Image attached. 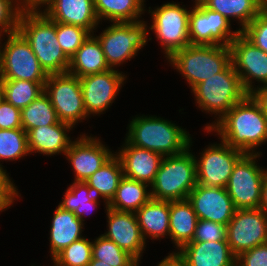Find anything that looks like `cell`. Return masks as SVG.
<instances>
[{
    "label": "cell",
    "instance_id": "6da1fadb",
    "mask_svg": "<svg viewBox=\"0 0 267 266\" xmlns=\"http://www.w3.org/2000/svg\"><path fill=\"white\" fill-rule=\"evenodd\" d=\"M216 132L220 140L244 154L255 151L267 141V117L260 104L248 94L236 103L208 132Z\"/></svg>",
    "mask_w": 267,
    "mask_h": 266
},
{
    "label": "cell",
    "instance_id": "7a4b0ae2",
    "mask_svg": "<svg viewBox=\"0 0 267 266\" xmlns=\"http://www.w3.org/2000/svg\"><path fill=\"white\" fill-rule=\"evenodd\" d=\"M17 30L28 41L48 75L68 72L70 58L58 43L55 21L49 19L42 11L22 9Z\"/></svg>",
    "mask_w": 267,
    "mask_h": 266
},
{
    "label": "cell",
    "instance_id": "3957f363",
    "mask_svg": "<svg viewBox=\"0 0 267 266\" xmlns=\"http://www.w3.org/2000/svg\"><path fill=\"white\" fill-rule=\"evenodd\" d=\"M126 140L139 148L163 157L183 152L189 147L190 134L172 121L156 116H135L130 121Z\"/></svg>",
    "mask_w": 267,
    "mask_h": 266
},
{
    "label": "cell",
    "instance_id": "277c9868",
    "mask_svg": "<svg viewBox=\"0 0 267 266\" xmlns=\"http://www.w3.org/2000/svg\"><path fill=\"white\" fill-rule=\"evenodd\" d=\"M175 155L165 156L151 184V199L177 201L188 198L190 191L196 186L195 156L189 149L192 145Z\"/></svg>",
    "mask_w": 267,
    "mask_h": 266
},
{
    "label": "cell",
    "instance_id": "5b68a950",
    "mask_svg": "<svg viewBox=\"0 0 267 266\" xmlns=\"http://www.w3.org/2000/svg\"><path fill=\"white\" fill-rule=\"evenodd\" d=\"M191 91L198 108L215 114V117L218 115L216 121L205 126V130H210L236 103L248 95L232 62L222 72L197 84Z\"/></svg>",
    "mask_w": 267,
    "mask_h": 266
},
{
    "label": "cell",
    "instance_id": "8992f818",
    "mask_svg": "<svg viewBox=\"0 0 267 266\" xmlns=\"http://www.w3.org/2000/svg\"><path fill=\"white\" fill-rule=\"evenodd\" d=\"M186 78L191 90L231 63V49L223 45H192L176 50L168 59Z\"/></svg>",
    "mask_w": 267,
    "mask_h": 266
},
{
    "label": "cell",
    "instance_id": "52a82bcc",
    "mask_svg": "<svg viewBox=\"0 0 267 266\" xmlns=\"http://www.w3.org/2000/svg\"><path fill=\"white\" fill-rule=\"evenodd\" d=\"M148 25L145 21L112 22L96 36L110 68L130 60L147 44Z\"/></svg>",
    "mask_w": 267,
    "mask_h": 266
},
{
    "label": "cell",
    "instance_id": "ba28073f",
    "mask_svg": "<svg viewBox=\"0 0 267 266\" xmlns=\"http://www.w3.org/2000/svg\"><path fill=\"white\" fill-rule=\"evenodd\" d=\"M1 37L0 44H3ZM0 63L2 79L46 82L48 78L30 44L18 30L8 33L6 42L0 45Z\"/></svg>",
    "mask_w": 267,
    "mask_h": 266
},
{
    "label": "cell",
    "instance_id": "9c48e42d",
    "mask_svg": "<svg viewBox=\"0 0 267 266\" xmlns=\"http://www.w3.org/2000/svg\"><path fill=\"white\" fill-rule=\"evenodd\" d=\"M152 16V25L156 38L164 49L166 59L176 50L188 46L189 38V13L190 10L183 8L174 2L165 3L154 10H149Z\"/></svg>",
    "mask_w": 267,
    "mask_h": 266
},
{
    "label": "cell",
    "instance_id": "30bf717a",
    "mask_svg": "<svg viewBox=\"0 0 267 266\" xmlns=\"http://www.w3.org/2000/svg\"><path fill=\"white\" fill-rule=\"evenodd\" d=\"M262 154H244L234 165L226 186L236 209L259 208L262 182L267 172L256 163Z\"/></svg>",
    "mask_w": 267,
    "mask_h": 266
},
{
    "label": "cell",
    "instance_id": "8fae6325",
    "mask_svg": "<svg viewBox=\"0 0 267 266\" xmlns=\"http://www.w3.org/2000/svg\"><path fill=\"white\" fill-rule=\"evenodd\" d=\"M60 122L75 126L89 116L85 111L80 79L68 72L50 74L44 85Z\"/></svg>",
    "mask_w": 267,
    "mask_h": 266
},
{
    "label": "cell",
    "instance_id": "7c38bea8",
    "mask_svg": "<svg viewBox=\"0 0 267 266\" xmlns=\"http://www.w3.org/2000/svg\"><path fill=\"white\" fill-rule=\"evenodd\" d=\"M226 234L235 257L267 243V214L260 208L236 209Z\"/></svg>",
    "mask_w": 267,
    "mask_h": 266
},
{
    "label": "cell",
    "instance_id": "4fadbf2b",
    "mask_svg": "<svg viewBox=\"0 0 267 266\" xmlns=\"http://www.w3.org/2000/svg\"><path fill=\"white\" fill-rule=\"evenodd\" d=\"M189 13V38L192 45H223L230 47L240 33L232 32L230 22L219 12L206 8L199 0Z\"/></svg>",
    "mask_w": 267,
    "mask_h": 266
},
{
    "label": "cell",
    "instance_id": "5bb4252c",
    "mask_svg": "<svg viewBox=\"0 0 267 266\" xmlns=\"http://www.w3.org/2000/svg\"><path fill=\"white\" fill-rule=\"evenodd\" d=\"M220 142L207 146L199 160L195 157L197 184L226 188L234 165L244 153Z\"/></svg>",
    "mask_w": 267,
    "mask_h": 266
},
{
    "label": "cell",
    "instance_id": "9a60e30c",
    "mask_svg": "<svg viewBox=\"0 0 267 266\" xmlns=\"http://www.w3.org/2000/svg\"><path fill=\"white\" fill-rule=\"evenodd\" d=\"M231 62L243 88L251 94L256 87L253 80L267 85V53L253 45L241 33L230 44Z\"/></svg>",
    "mask_w": 267,
    "mask_h": 266
},
{
    "label": "cell",
    "instance_id": "2e32d148",
    "mask_svg": "<svg viewBox=\"0 0 267 266\" xmlns=\"http://www.w3.org/2000/svg\"><path fill=\"white\" fill-rule=\"evenodd\" d=\"M122 73L111 68L79 78L88 116L103 114L112 105L126 79V75Z\"/></svg>",
    "mask_w": 267,
    "mask_h": 266
},
{
    "label": "cell",
    "instance_id": "e0dca14e",
    "mask_svg": "<svg viewBox=\"0 0 267 266\" xmlns=\"http://www.w3.org/2000/svg\"><path fill=\"white\" fill-rule=\"evenodd\" d=\"M187 199L192 204L198 219L226 226L236 211L231 197L223 187L196 184Z\"/></svg>",
    "mask_w": 267,
    "mask_h": 266
},
{
    "label": "cell",
    "instance_id": "ac0fdd59",
    "mask_svg": "<svg viewBox=\"0 0 267 266\" xmlns=\"http://www.w3.org/2000/svg\"><path fill=\"white\" fill-rule=\"evenodd\" d=\"M75 140L64 155L74 169V181L80 182L101 168L114 153L96 137L80 134Z\"/></svg>",
    "mask_w": 267,
    "mask_h": 266
},
{
    "label": "cell",
    "instance_id": "d6986e66",
    "mask_svg": "<svg viewBox=\"0 0 267 266\" xmlns=\"http://www.w3.org/2000/svg\"><path fill=\"white\" fill-rule=\"evenodd\" d=\"M106 212L108 231L102 235L140 262L146 241L141 233L136 213L117 211L109 207H106Z\"/></svg>",
    "mask_w": 267,
    "mask_h": 266
},
{
    "label": "cell",
    "instance_id": "ffe728a7",
    "mask_svg": "<svg viewBox=\"0 0 267 266\" xmlns=\"http://www.w3.org/2000/svg\"><path fill=\"white\" fill-rule=\"evenodd\" d=\"M121 147L122 149L115 152V155L120 159L123 175L150 186L159 170L163 156L157 152L136 147L126 139Z\"/></svg>",
    "mask_w": 267,
    "mask_h": 266
},
{
    "label": "cell",
    "instance_id": "44dd1931",
    "mask_svg": "<svg viewBox=\"0 0 267 266\" xmlns=\"http://www.w3.org/2000/svg\"><path fill=\"white\" fill-rule=\"evenodd\" d=\"M42 12L55 22L79 26L93 34L100 23L94 0H52Z\"/></svg>",
    "mask_w": 267,
    "mask_h": 266
},
{
    "label": "cell",
    "instance_id": "7402d4cb",
    "mask_svg": "<svg viewBox=\"0 0 267 266\" xmlns=\"http://www.w3.org/2000/svg\"><path fill=\"white\" fill-rule=\"evenodd\" d=\"M178 254L187 266H236L228 241L190 242Z\"/></svg>",
    "mask_w": 267,
    "mask_h": 266
},
{
    "label": "cell",
    "instance_id": "603a6c76",
    "mask_svg": "<svg viewBox=\"0 0 267 266\" xmlns=\"http://www.w3.org/2000/svg\"><path fill=\"white\" fill-rule=\"evenodd\" d=\"M73 126L65 122L53 125L40 126L27 131L28 147L30 153H40L47 156L65 154L73 142L67 132Z\"/></svg>",
    "mask_w": 267,
    "mask_h": 266
},
{
    "label": "cell",
    "instance_id": "cb8c5ba5",
    "mask_svg": "<svg viewBox=\"0 0 267 266\" xmlns=\"http://www.w3.org/2000/svg\"><path fill=\"white\" fill-rule=\"evenodd\" d=\"M53 215L49 240L52 259L71 243L81 239L84 229V223L74 212L63 210L58 206Z\"/></svg>",
    "mask_w": 267,
    "mask_h": 266
},
{
    "label": "cell",
    "instance_id": "d4e9b609",
    "mask_svg": "<svg viewBox=\"0 0 267 266\" xmlns=\"http://www.w3.org/2000/svg\"><path fill=\"white\" fill-rule=\"evenodd\" d=\"M135 213L145 241L169 235L170 201L150 199Z\"/></svg>",
    "mask_w": 267,
    "mask_h": 266
},
{
    "label": "cell",
    "instance_id": "484cf974",
    "mask_svg": "<svg viewBox=\"0 0 267 266\" xmlns=\"http://www.w3.org/2000/svg\"><path fill=\"white\" fill-rule=\"evenodd\" d=\"M90 34L70 58L68 73L78 78L111 69L97 37Z\"/></svg>",
    "mask_w": 267,
    "mask_h": 266
},
{
    "label": "cell",
    "instance_id": "4316f807",
    "mask_svg": "<svg viewBox=\"0 0 267 266\" xmlns=\"http://www.w3.org/2000/svg\"><path fill=\"white\" fill-rule=\"evenodd\" d=\"M197 221V215L188 199L170 201L169 237L177 251L192 241Z\"/></svg>",
    "mask_w": 267,
    "mask_h": 266
},
{
    "label": "cell",
    "instance_id": "83f0119b",
    "mask_svg": "<svg viewBox=\"0 0 267 266\" xmlns=\"http://www.w3.org/2000/svg\"><path fill=\"white\" fill-rule=\"evenodd\" d=\"M123 176L120 159L114 154L101 168L88 177L85 183L97 198L99 197L105 201L107 207V204L114 197Z\"/></svg>",
    "mask_w": 267,
    "mask_h": 266
},
{
    "label": "cell",
    "instance_id": "f1b7e54d",
    "mask_svg": "<svg viewBox=\"0 0 267 266\" xmlns=\"http://www.w3.org/2000/svg\"><path fill=\"white\" fill-rule=\"evenodd\" d=\"M148 184L123 176L107 207L126 212H136L151 199Z\"/></svg>",
    "mask_w": 267,
    "mask_h": 266
},
{
    "label": "cell",
    "instance_id": "f546056e",
    "mask_svg": "<svg viewBox=\"0 0 267 266\" xmlns=\"http://www.w3.org/2000/svg\"><path fill=\"white\" fill-rule=\"evenodd\" d=\"M145 0H94L98 21L138 22L145 11Z\"/></svg>",
    "mask_w": 267,
    "mask_h": 266
},
{
    "label": "cell",
    "instance_id": "4dcf8cb0",
    "mask_svg": "<svg viewBox=\"0 0 267 266\" xmlns=\"http://www.w3.org/2000/svg\"><path fill=\"white\" fill-rule=\"evenodd\" d=\"M206 8L217 11L229 22L237 19L241 32L260 13V0H199Z\"/></svg>",
    "mask_w": 267,
    "mask_h": 266
},
{
    "label": "cell",
    "instance_id": "1f68e13d",
    "mask_svg": "<svg viewBox=\"0 0 267 266\" xmlns=\"http://www.w3.org/2000/svg\"><path fill=\"white\" fill-rule=\"evenodd\" d=\"M99 203V199L85 181H74L66 190L65 196L58 206L63 210L74 212L76 217L84 222L85 215L98 207Z\"/></svg>",
    "mask_w": 267,
    "mask_h": 266
},
{
    "label": "cell",
    "instance_id": "d6a6232c",
    "mask_svg": "<svg viewBox=\"0 0 267 266\" xmlns=\"http://www.w3.org/2000/svg\"><path fill=\"white\" fill-rule=\"evenodd\" d=\"M58 122L56 111L45 92L21 109V125L26 132L33 128L53 125Z\"/></svg>",
    "mask_w": 267,
    "mask_h": 266
},
{
    "label": "cell",
    "instance_id": "836d02e7",
    "mask_svg": "<svg viewBox=\"0 0 267 266\" xmlns=\"http://www.w3.org/2000/svg\"><path fill=\"white\" fill-rule=\"evenodd\" d=\"M5 101L20 110L44 92L45 82L2 79Z\"/></svg>",
    "mask_w": 267,
    "mask_h": 266
},
{
    "label": "cell",
    "instance_id": "e575fe53",
    "mask_svg": "<svg viewBox=\"0 0 267 266\" xmlns=\"http://www.w3.org/2000/svg\"><path fill=\"white\" fill-rule=\"evenodd\" d=\"M30 154L27 132L23 128L0 129V160L15 161ZM0 161V162H1ZM0 168L3 166L0 164Z\"/></svg>",
    "mask_w": 267,
    "mask_h": 266
},
{
    "label": "cell",
    "instance_id": "d590c367",
    "mask_svg": "<svg viewBox=\"0 0 267 266\" xmlns=\"http://www.w3.org/2000/svg\"><path fill=\"white\" fill-rule=\"evenodd\" d=\"M92 259L111 266H139V262L102 234L92 242Z\"/></svg>",
    "mask_w": 267,
    "mask_h": 266
},
{
    "label": "cell",
    "instance_id": "8d00e7d4",
    "mask_svg": "<svg viewBox=\"0 0 267 266\" xmlns=\"http://www.w3.org/2000/svg\"><path fill=\"white\" fill-rule=\"evenodd\" d=\"M92 259V242L87 238L74 241L52 260L53 266H88Z\"/></svg>",
    "mask_w": 267,
    "mask_h": 266
},
{
    "label": "cell",
    "instance_id": "74e56055",
    "mask_svg": "<svg viewBox=\"0 0 267 266\" xmlns=\"http://www.w3.org/2000/svg\"><path fill=\"white\" fill-rule=\"evenodd\" d=\"M91 33L79 26L56 22V35L64 53L71 58Z\"/></svg>",
    "mask_w": 267,
    "mask_h": 266
},
{
    "label": "cell",
    "instance_id": "f35d334b",
    "mask_svg": "<svg viewBox=\"0 0 267 266\" xmlns=\"http://www.w3.org/2000/svg\"><path fill=\"white\" fill-rule=\"evenodd\" d=\"M21 0H0V35L17 31Z\"/></svg>",
    "mask_w": 267,
    "mask_h": 266
},
{
    "label": "cell",
    "instance_id": "ab89813d",
    "mask_svg": "<svg viewBox=\"0 0 267 266\" xmlns=\"http://www.w3.org/2000/svg\"><path fill=\"white\" fill-rule=\"evenodd\" d=\"M240 33L267 53V14L260 12Z\"/></svg>",
    "mask_w": 267,
    "mask_h": 266
},
{
    "label": "cell",
    "instance_id": "60d3db41",
    "mask_svg": "<svg viewBox=\"0 0 267 266\" xmlns=\"http://www.w3.org/2000/svg\"><path fill=\"white\" fill-rule=\"evenodd\" d=\"M227 226L213 221L198 219L191 242L227 241Z\"/></svg>",
    "mask_w": 267,
    "mask_h": 266
},
{
    "label": "cell",
    "instance_id": "b9f144b4",
    "mask_svg": "<svg viewBox=\"0 0 267 266\" xmlns=\"http://www.w3.org/2000/svg\"><path fill=\"white\" fill-rule=\"evenodd\" d=\"M236 266H267V243L241 253L236 257Z\"/></svg>",
    "mask_w": 267,
    "mask_h": 266
},
{
    "label": "cell",
    "instance_id": "7bdbcfd3",
    "mask_svg": "<svg viewBox=\"0 0 267 266\" xmlns=\"http://www.w3.org/2000/svg\"><path fill=\"white\" fill-rule=\"evenodd\" d=\"M21 125V110L5 100L0 104V129H18Z\"/></svg>",
    "mask_w": 267,
    "mask_h": 266
},
{
    "label": "cell",
    "instance_id": "ee69618b",
    "mask_svg": "<svg viewBox=\"0 0 267 266\" xmlns=\"http://www.w3.org/2000/svg\"><path fill=\"white\" fill-rule=\"evenodd\" d=\"M13 181H0V212L5 211L12 205L18 196V189Z\"/></svg>",
    "mask_w": 267,
    "mask_h": 266
},
{
    "label": "cell",
    "instance_id": "f6af8a7d",
    "mask_svg": "<svg viewBox=\"0 0 267 266\" xmlns=\"http://www.w3.org/2000/svg\"><path fill=\"white\" fill-rule=\"evenodd\" d=\"M251 95L260 104L263 113L267 117V85L257 86Z\"/></svg>",
    "mask_w": 267,
    "mask_h": 266
},
{
    "label": "cell",
    "instance_id": "bcb514c9",
    "mask_svg": "<svg viewBox=\"0 0 267 266\" xmlns=\"http://www.w3.org/2000/svg\"><path fill=\"white\" fill-rule=\"evenodd\" d=\"M157 266H187L185 260L178 254V252L170 253Z\"/></svg>",
    "mask_w": 267,
    "mask_h": 266
},
{
    "label": "cell",
    "instance_id": "7dc6e473",
    "mask_svg": "<svg viewBox=\"0 0 267 266\" xmlns=\"http://www.w3.org/2000/svg\"><path fill=\"white\" fill-rule=\"evenodd\" d=\"M51 1L52 0H21V6L22 9L40 11L42 6L45 7Z\"/></svg>",
    "mask_w": 267,
    "mask_h": 266
},
{
    "label": "cell",
    "instance_id": "c3c4849f",
    "mask_svg": "<svg viewBox=\"0 0 267 266\" xmlns=\"http://www.w3.org/2000/svg\"><path fill=\"white\" fill-rule=\"evenodd\" d=\"M259 208L267 214V172L265 173L261 188V203Z\"/></svg>",
    "mask_w": 267,
    "mask_h": 266
},
{
    "label": "cell",
    "instance_id": "681fc988",
    "mask_svg": "<svg viewBox=\"0 0 267 266\" xmlns=\"http://www.w3.org/2000/svg\"><path fill=\"white\" fill-rule=\"evenodd\" d=\"M88 266H111V265H109L107 263H103V261H99L97 259H91Z\"/></svg>",
    "mask_w": 267,
    "mask_h": 266
},
{
    "label": "cell",
    "instance_id": "f907efd6",
    "mask_svg": "<svg viewBox=\"0 0 267 266\" xmlns=\"http://www.w3.org/2000/svg\"><path fill=\"white\" fill-rule=\"evenodd\" d=\"M260 12L267 14V0H260Z\"/></svg>",
    "mask_w": 267,
    "mask_h": 266
},
{
    "label": "cell",
    "instance_id": "816d5d0a",
    "mask_svg": "<svg viewBox=\"0 0 267 266\" xmlns=\"http://www.w3.org/2000/svg\"><path fill=\"white\" fill-rule=\"evenodd\" d=\"M0 181H11L9 175L0 168Z\"/></svg>",
    "mask_w": 267,
    "mask_h": 266
},
{
    "label": "cell",
    "instance_id": "f5cc1de1",
    "mask_svg": "<svg viewBox=\"0 0 267 266\" xmlns=\"http://www.w3.org/2000/svg\"><path fill=\"white\" fill-rule=\"evenodd\" d=\"M5 100L4 88L2 82L0 83V104Z\"/></svg>",
    "mask_w": 267,
    "mask_h": 266
},
{
    "label": "cell",
    "instance_id": "db71d44e",
    "mask_svg": "<svg viewBox=\"0 0 267 266\" xmlns=\"http://www.w3.org/2000/svg\"><path fill=\"white\" fill-rule=\"evenodd\" d=\"M2 82V75H1V63H0V83Z\"/></svg>",
    "mask_w": 267,
    "mask_h": 266
}]
</instances>
